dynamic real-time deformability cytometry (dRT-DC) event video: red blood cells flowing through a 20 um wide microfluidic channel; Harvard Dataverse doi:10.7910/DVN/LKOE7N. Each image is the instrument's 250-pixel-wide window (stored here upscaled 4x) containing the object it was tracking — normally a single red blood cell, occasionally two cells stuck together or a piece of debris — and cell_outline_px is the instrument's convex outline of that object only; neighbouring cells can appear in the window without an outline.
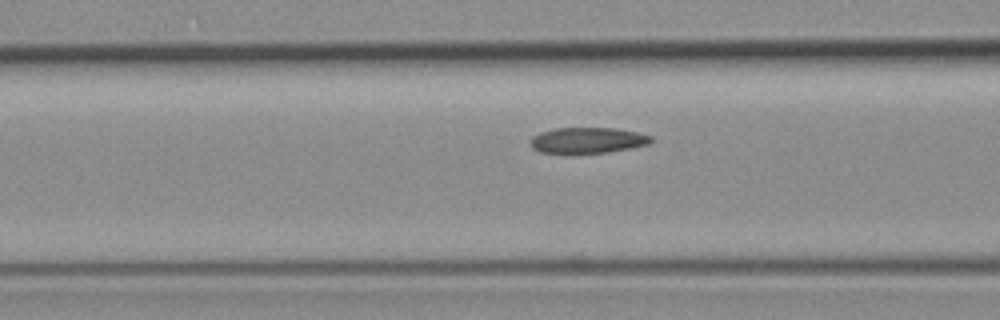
{"species": "common noctule bat (a hibernating species)", "species_latin": "Nyctalus noctula", "temperature_condition": "room temperature", "stored_images_in_passage": 39, "camera_frame_rate_fps": 3000, "um_per_image_px": 0.085, "animal": {"sex": "female", "body_mass_g": 19.3, "forearm_length_mm": 54.1}, "frame": {"image": 1, "passage_image": 17, "time_ms": 5.333, "image_size_px": [1000, 320], "cell_outline_px": [[652, 140], [648, 144], [632, 148], [608, 152], [540, 152], [532, 148], [532, 136], [540, 132], [556, 128], [616, 128], [636, 132], [652, 136]], "centroid_in_image_um": [49.97, 11.91], "position_along_channel_um": 116.6, "area_um2": 17.8}}
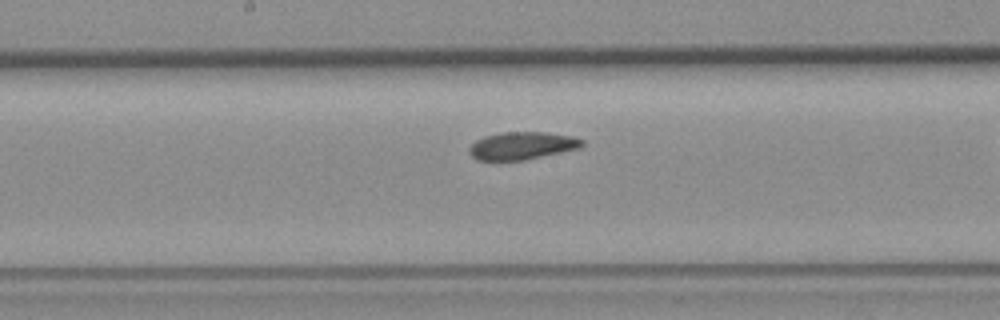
{"frame": {"image": 2, "passage_image": 24, "time_ms": 7.667, "image_size_px": [1000, 320], "cell_outline_px": [[584, 144], [580, 148], [524, 160], [476, 160], [468, 152], [468, 148], [476, 140], [484, 136], [500, 132], [544, 132], [572, 136], [584, 140]], "centroid_in_image_um": [44.36, 12.38], "position_along_channel_um": 203.8, "area_um2": 18.21}}
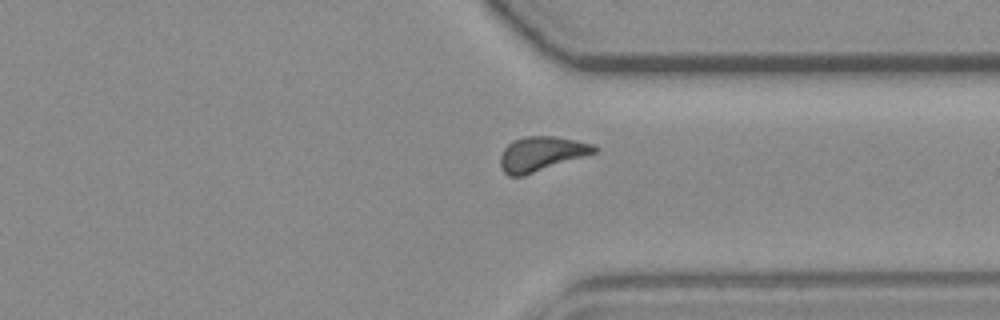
{"frame": {"image": 3, "passage_image": 37, "time_ms": 12.0, "image_size_px": [1000, 320], "cell_outline_px": [[600, 148], [596, 152], [524, 176], [508, 176], [500, 168], [500, 156], [504, 148], [512, 140], [524, 136], [556, 136], [592, 144]], "centroid_in_image_um": [45.98, 13.07], "position_along_channel_um": 365.4, "area_um2": 18.96}}